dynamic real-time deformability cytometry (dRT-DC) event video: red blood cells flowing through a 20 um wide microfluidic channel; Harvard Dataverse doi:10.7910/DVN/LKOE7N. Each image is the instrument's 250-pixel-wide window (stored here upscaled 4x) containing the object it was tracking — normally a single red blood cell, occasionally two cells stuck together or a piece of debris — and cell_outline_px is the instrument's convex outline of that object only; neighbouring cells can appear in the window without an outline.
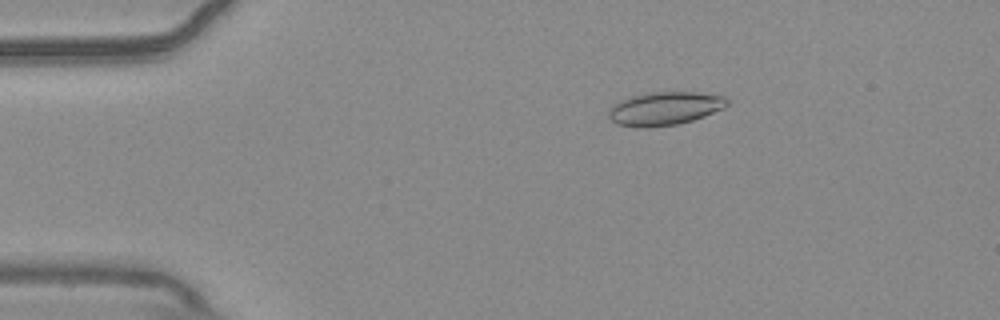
{"species": "common noctule bat (a hibernating species)", "species_latin": "Nyctalus noctula", "temperature_condition": "warm", "stored_images_in_passage": 55, "camera_frame_rate_fps": 3000, "um_per_image_px": 0.085, "animal": {"sex": "male", "body_mass_g": 20.4}, "frame": {"image": 1, "passage_image": 10, "time_ms": 3.0, "image_size_px": [1000, 320], "cell_outline_px": [[728, 104], [724, 108], [704, 116], [692, 120], [676, 124], [636, 128], [616, 124], [608, 116], [608, 112], [616, 104], [632, 96], [656, 92], [696, 92], [724, 96], [728, 100]], "centroid_in_image_um": [56.53, 9.23], "position_along_channel_um": 28.5, "area_um2": 22.6}}
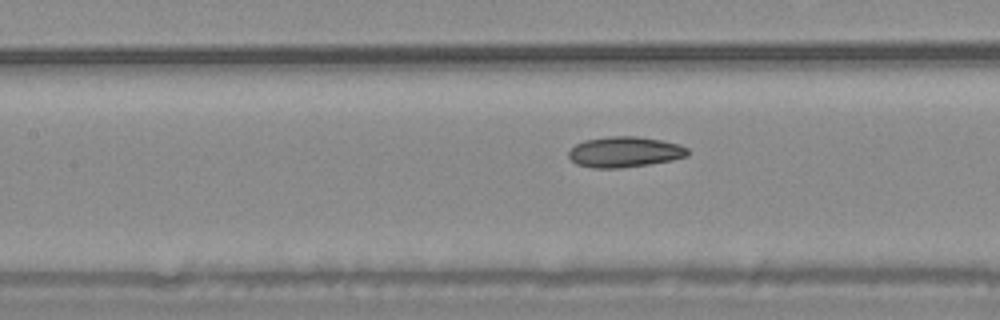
{"frame": {"image": 2, "passage_image": 25, "time_ms": 8.0, "image_size_px": [1000, 320], "cell_outline_px": [[688, 156], [672, 160], [648, 164], [620, 168], [592, 168], [576, 164], [568, 156], [568, 152], [576, 144], [584, 140], [608, 136], [636, 136], [664, 140], [680, 144], [688, 148]], "centroid_in_image_um": [53.11, 12.91], "position_along_channel_um": 154.3, "area_um2": 21.39}}
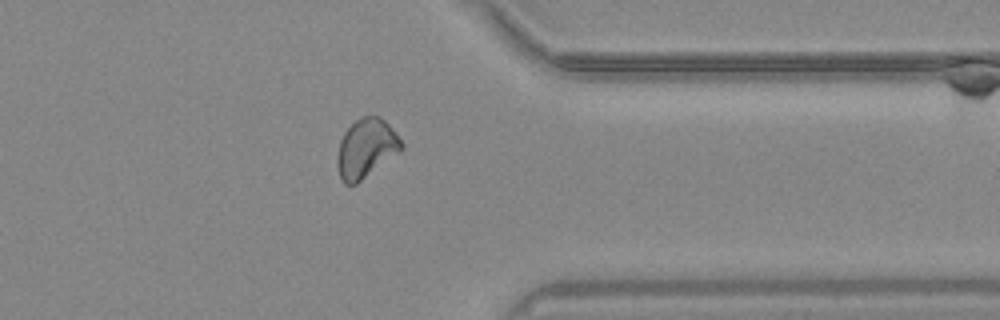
{"frame": {"image": 3, "passage_image": 44, "time_ms": 14.333, "image_size_px": [1000, 320], "cell_outline_px": [[404, 148], [400, 152], [356, 184], [344, 184], [340, 180], [336, 164], [336, 160], [340, 140], [344, 132], [360, 116], [380, 116], [392, 128], [404, 144]], "centroid_in_image_um": [31.11, 12.62], "position_along_channel_um": 380.3, "area_um2": 22.2}, "authors_computed_cell_mechanics": {"area_um2": 21.675, "velocity_mm_per_s": 3.6886, "shape_relaxation_time_tau1_ms": null, "shape_relaxation_time_tau2_ms": 3.6964, "deformation_change_tau1": null, "deformation_change_tau2": 0.0936}}